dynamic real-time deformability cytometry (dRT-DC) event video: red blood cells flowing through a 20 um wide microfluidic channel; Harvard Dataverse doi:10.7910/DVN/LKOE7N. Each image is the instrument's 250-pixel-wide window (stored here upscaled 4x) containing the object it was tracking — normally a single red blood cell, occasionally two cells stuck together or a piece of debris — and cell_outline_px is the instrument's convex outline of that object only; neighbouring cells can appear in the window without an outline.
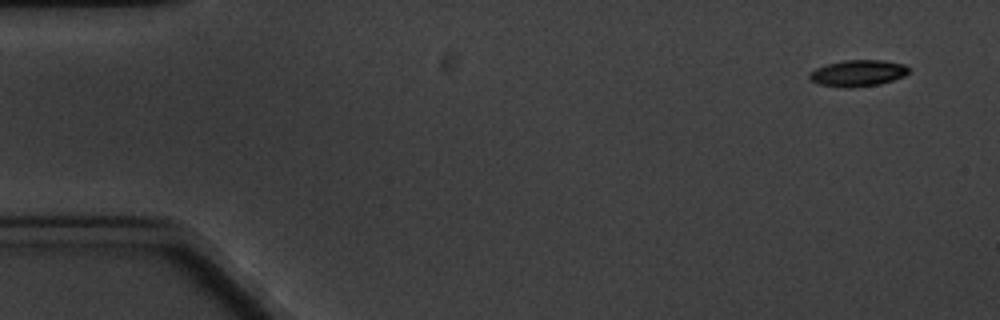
{"species": "common noctule bat (a hibernating species)", "species_latin": "Nyctalus noctula", "temperature_condition": "cold", "stored_images_in_passage": 5, "camera_frame_rate_fps": 3000, "um_per_image_px": 0.085, "animal": {"sex": "male", "body_mass_g": 20.1, "forearm_length_mm": 53.5}, "frame": {"image": 1, "passage_image": 1, "time_ms": 0.0, "image_size_px": [1000, 320], "cell_outline_px": [[908, 72], [904, 76], [880, 84], [848, 88], [820, 84], [812, 80], [808, 76], [808, 72], [816, 68], [828, 64], [844, 60], [884, 60], [904, 64], [908, 68]], "centroid_in_image_um": [72.92, 6.21], "position_along_channel_um": 12.1, "area_um2": 15.14}}
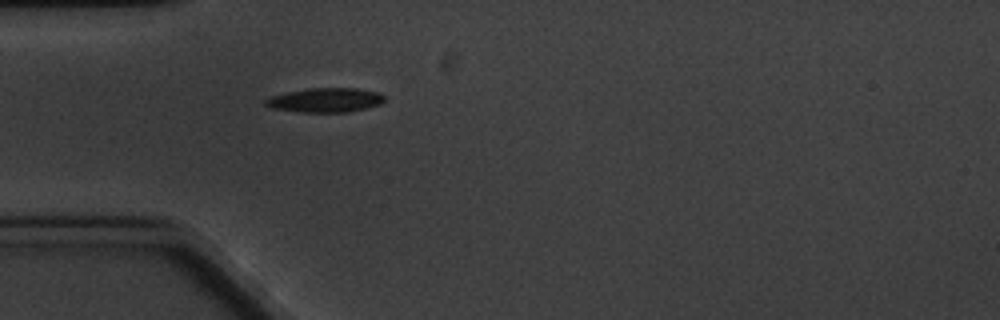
{"frame": {"image": 2, "passage_image": 5, "time_ms": 4.667, "image_size_px": [1000, 320], "cell_outline_px": [[384, 100], [380, 104], [348, 112], [300, 112], [272, 108], [264, 104], [264, 100], [272, 96], [284, 92], [308, 88], [356, 88], [376, 92], [384, 96]], "centroid_in_image_um": [27.61, 8.5], "position_along_channel_um": 57.4, "area_um2": 16.76}}